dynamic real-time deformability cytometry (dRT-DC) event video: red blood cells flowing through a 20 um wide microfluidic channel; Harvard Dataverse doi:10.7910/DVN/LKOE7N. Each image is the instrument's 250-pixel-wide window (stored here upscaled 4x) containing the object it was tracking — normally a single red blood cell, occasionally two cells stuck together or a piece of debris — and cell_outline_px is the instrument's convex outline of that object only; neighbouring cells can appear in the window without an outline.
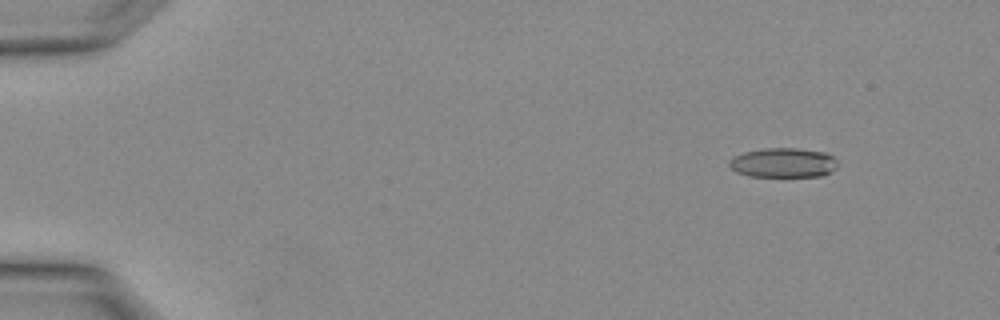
{"species": "Egyptian fruit bat (a non-hibernating species)", "species_latin": "Rousettus aegyptiacus", "temperature_condition": "warm", "stored_images_in_passage": 2, "camera_frame_rate_fps": 3000, "um_per_image_px": 0.085, "animal": {"sex": "female"}, "frame": {"image": 1, "passage_image": 2, "time_ms": 0.333, "image_size_px": [1000, 320], "cell_outline_px": [[840, 164], [836, 168], [820, 176], [748, 176], [736, 172], [728, 164], [728, 160], [732, 156], [744, 152], [764, 148], [796, 148], [828, 152]], "centroid_in_image_um": [66.57, 13.82], "position_along_channel_um": 18.4, "area_um2": 18.84}}